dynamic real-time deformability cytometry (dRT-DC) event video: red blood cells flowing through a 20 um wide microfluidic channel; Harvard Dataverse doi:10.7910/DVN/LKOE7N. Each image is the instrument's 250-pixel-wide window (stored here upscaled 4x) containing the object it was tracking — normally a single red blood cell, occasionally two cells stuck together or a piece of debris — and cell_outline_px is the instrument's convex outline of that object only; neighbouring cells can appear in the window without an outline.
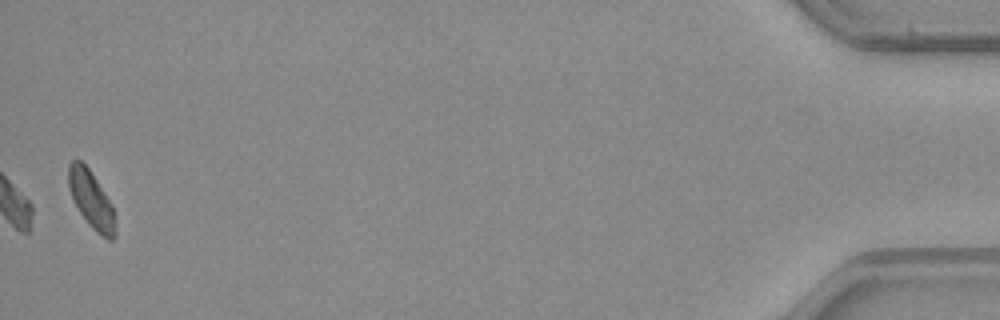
{"species": "common noctule bat (a hibernating species)", "species_latin": "Nyctalus noctula", "temperature_condition": "warm", "stored_images_in_passage": 35, "camera_frame_rate_fps": 3000, "um_per_image_px": 0.085, "animal": {"sex": "male", "body_mass_g": 23.1, "forearm_length_mm": 52.7}, "frame": {"image": 1, "passage_image": 35, "time_ms": 11.333, "image_size_px": [1000, 320], "cell_outline_px": [[116, 236], [112, 240], [108, 240], [96, 232], [88, 224], [80, 212], [68, 188], [68, 164], [72, 160], [80, 160], [88, 168], [112, 204], [116, 220]], "centroid_in_image_um": [7.78, 17.01], "position_along_channel_um": 427.4, "area_um2": 15.61}}